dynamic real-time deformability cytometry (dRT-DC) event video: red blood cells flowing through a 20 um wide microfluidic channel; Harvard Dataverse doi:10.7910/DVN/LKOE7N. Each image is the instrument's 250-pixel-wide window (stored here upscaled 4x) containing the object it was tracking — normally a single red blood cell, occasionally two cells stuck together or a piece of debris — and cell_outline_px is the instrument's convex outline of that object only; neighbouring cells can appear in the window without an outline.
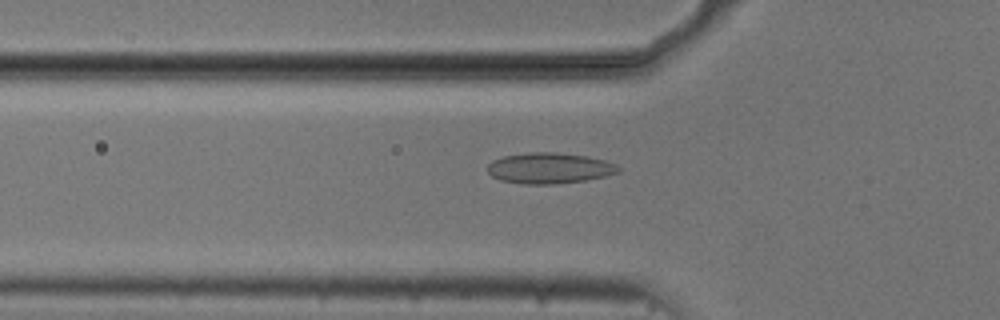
{"species": "common noctule bat (a hibernating species)", "species_latin": "Nyctalus noctula", "temperature_condition": "cold", "stored_images_in_passage": 36, "camera_frame_rate_fps": 3000, "um_per_image_px": 0.085, "animal": {"sex": "male", "body_mass_g": 20.5, "forearm_length_mm": 52.5}, "frame": {"image": 1, "passage_image": 7, "time_ms": 2.0, "image_size_px": [1000, 320], "cell_outline_px": [[620, 172], [604, 176], [584, 180], [556, 184], [524, 184], [500, 180], [492, 176], [488, 172], [488, 164], [492, 160], [504, 156], [532, 152], [556, 152], [584, 156], [604, 160], [616, 164], [620, 168]], "centroid_in_image_um": [46.68, 14.29], "position_along_channel_um": 79.1, "area_um2": 23.35}}
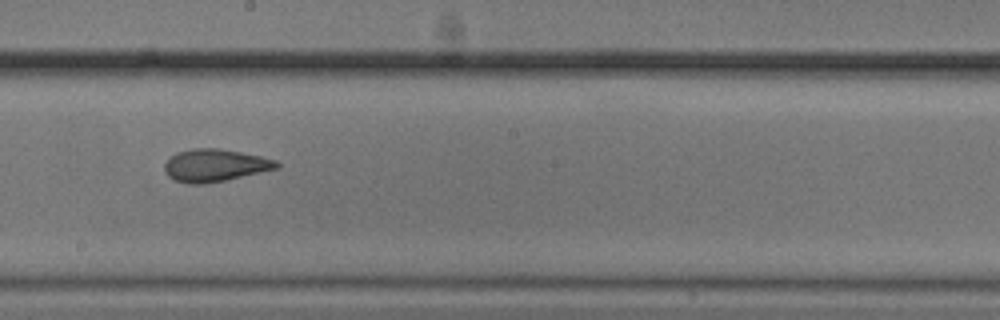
{"frame": {"image": 2, "passage_image": 19, "time_ms": 6.0, "image_size_px": [1000, 320], "cell_outline_px": [[280, 168], [224, 180], [204, 184], [188, 184], [176, 180], [168, 176], [164, 172], [164, 164], [176, 152], [192, 148], [216, 148], [240, 152], [260, 156], [276, 160], [280, 164]], "centroid_in_image_um": [18.26, 14.05], "position_along_channel_um": 229.9, "area_um2": 21.15}}
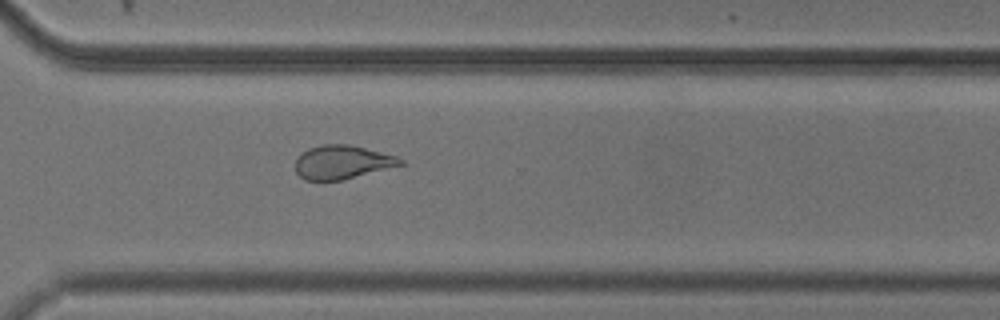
{"frame": {"image": 3, "passage_image": 28, "time_ms": 9.0, "image_size_px": [1000, 320], "cell_outline_px": [[404, 164], [340, 180], [304, 180], [296, 172], [296, 156], [308, 148], [324, 144], [348, 144], [396, 156], [404, 160]], "centroid_in_image_um": [29.04, 13.77], "position_along_channel_um": 341.6, "area_um2": 20.35}, "authors_computed_cell_mechanics": {"area_um2": 21.6172, "velocity_mm_per_s": 3.7422, "shape_relaxation_time_tau1_ms": null, "shape_relaxation_time_tau2_ms": 2.1885, "deformation_change_tau1": null, "deformation_change_tau2": 0.0777}}